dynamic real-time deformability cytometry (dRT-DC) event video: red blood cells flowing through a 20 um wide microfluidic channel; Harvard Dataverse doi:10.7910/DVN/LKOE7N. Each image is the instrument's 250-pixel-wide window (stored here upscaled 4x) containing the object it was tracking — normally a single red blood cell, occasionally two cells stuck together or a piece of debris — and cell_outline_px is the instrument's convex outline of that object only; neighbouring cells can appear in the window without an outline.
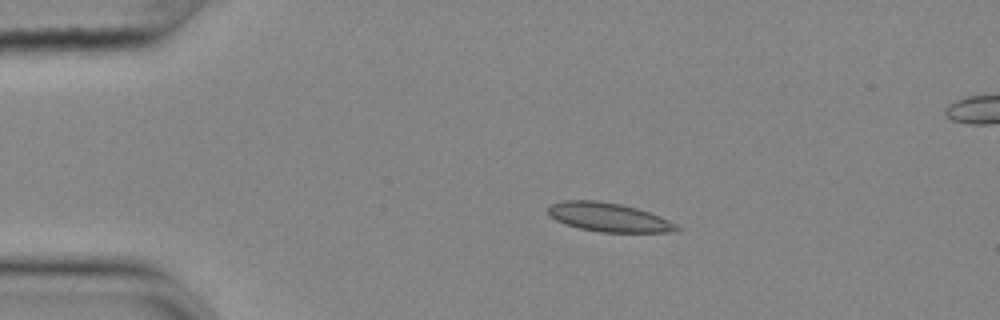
{"species": "common noctule bat (a hibernating species)", "species_latin": "Nyctalus noctula", "temperature_condition": "cold", "stored_images_in_passage": 46, "camera_frame_rate_fps": 3000, "um_per_image_px": 0.085, "animal": {"sex": "female", "body_mass_g": 25.1}, "frame": {"image": 1, "passage_image": 1, "time_ms": 0.0, "image_size_px": [1000, 320], "cell_outline_px": [[684, 228], [668, 232], [600, 232], [580, 228], [564, 224], [548, 216], [548, 208], [552, 204], [564, 200], [596, 200], [620, 204], [636, 208], [660, 216]], "centroid_in_image_um": [51.72, 18.47], "position_along_channel_um": 33.3, "area_um2": 21.56}}
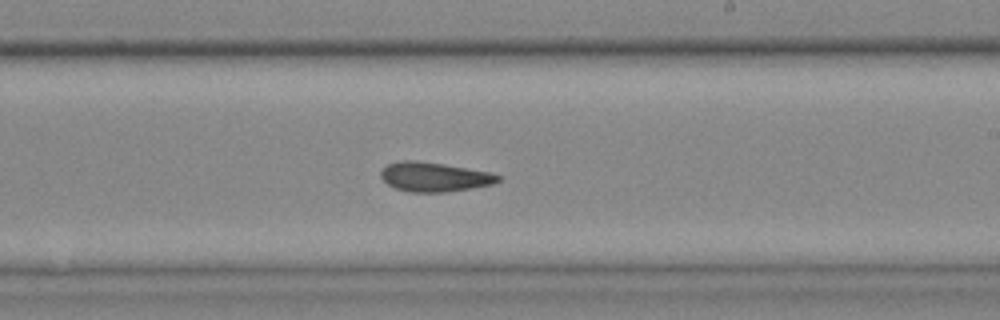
{"frame": {"image": 2, "passage_image": 23, "time_ms": 7.333, "image_size_px": [1000, 320], "cell_outline_px": [[504, 176], [500, 180], [492, 184], [472, 188], [448, 192], [408, 192], [396, 188], [388, 184], [380, 176], [380, 172], [388, 164], [400, 160], [416, 160], [444, 164], [488, 172]], "centroid_in_image_um": [36.92, 15.04], "position_along_channel_um": 252.1, "area_um2": 20.06}}
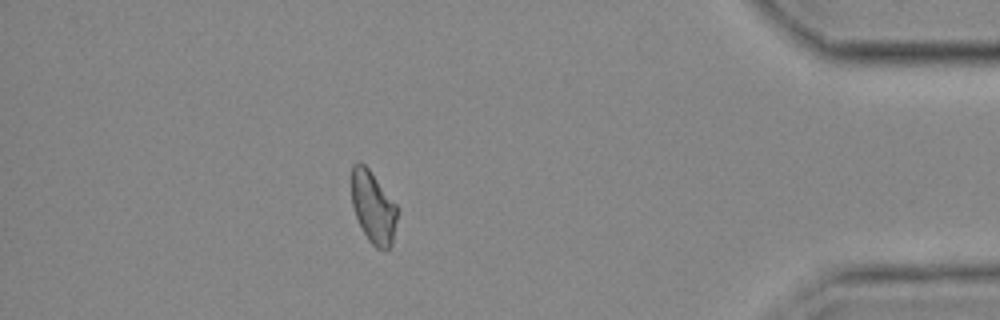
{"frame": {"image": 3, "passage_image": 39, "time_ms": 12.667, "image_size_px": [1000, 320], "cell_outline_px": [[396, 220], [392, 244], [388, 248], [376, 248], [368, 240], [356, 216], [352, 204], [352, 164], [360, 160], [368, 168], [396, 204]], "centroid_in_image_um": [31.7, 17.59], "position_along_channel_um": 403.5, "area_um2": 18.79}}